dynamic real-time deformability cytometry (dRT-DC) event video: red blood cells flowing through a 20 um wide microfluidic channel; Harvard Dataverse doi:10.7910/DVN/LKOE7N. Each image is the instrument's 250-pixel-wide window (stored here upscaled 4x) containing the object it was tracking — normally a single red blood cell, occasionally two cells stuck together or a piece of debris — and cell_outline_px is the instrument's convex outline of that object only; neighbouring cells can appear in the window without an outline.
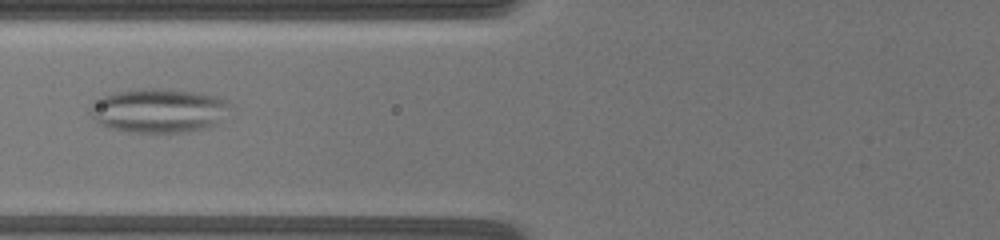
{"species": "common noctule bat (a hibernating species)", "species_latin": "Nyctalus noctula", "temperature_condition": "warm", "stored_images_in_passage": 23, "camera_frame_rate_fps": 3000, "um_per_image_px": 0.085, "animal": {"sex": "female", "body_mass_g": 19.5, "forearm_length_mm": 54.1}, "frame": {"image": 1, "passage_image": 4, "time_ms": 1.667, "image_size_px": [1000, 240], "cell_outline_px": [[228, 104], [212, 128], [180, 132], [128, 132], [108, 128], [100, 124], [88, 112], [88, 108], [92, 104], [104, 96], [112, 92], [140, 88], [160, 88], [200, 92], [216, 96], [228, 100]], "centroid_in_image_um": [13.42, 9.39], "position_along_channel_um": 112.4, "area_um2": 35.89}}
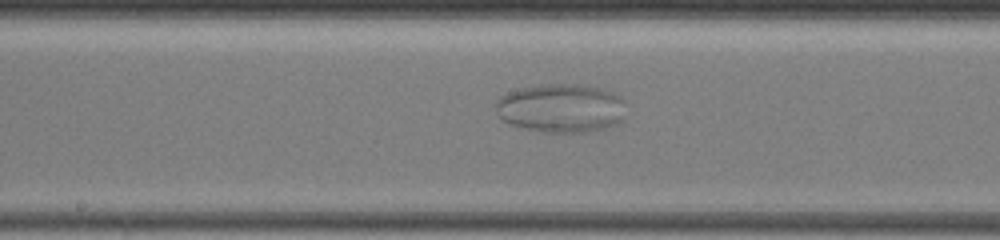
{"frame": {"image": 2, "passage_image": 9, "time_ms": 4.333, "image_size_px": [1000, 240], "cell_outline_px": [[620, 120], [616, 124], [604, 128], [584, 132], [540, 132], [508, 124], [496, 112], [496, 100], [500, 96], [508, 92], [520, 88], [540, 84], [576, 84], [600, 88], [612, 92], [620, 96]], "centroid_in_image_um": [47.58, 9.19], "position_along_channel_um": 200.6, "area_um2": 36.53}}
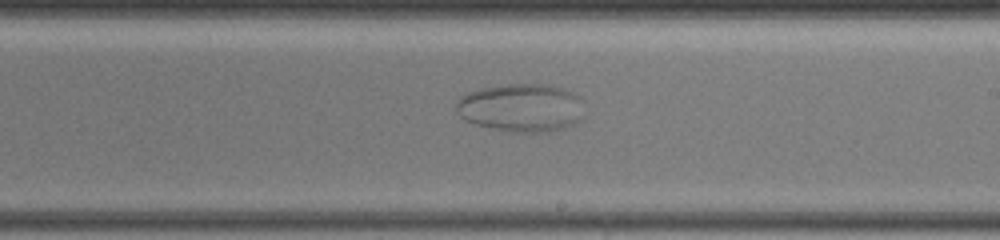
{"frame": {"image": 3, "passage_image": 11, "time_ms": 5.667, "image_size_px": [1000, 240], "cell_outline_px": [[580, 120], [564, 128], [548, 132], [504, 132], [472, 124], [464, 120], [460, 116], [456, 108], [456, 104], [460, 96], [468, 92], [480, 88], [508, 84], [544, 84], [564, 88], [580, 96]], "centroid_in_image_um": [44.24, 9.17], "position_along_channel_um": 244.8, "area_um2": 36.18}}